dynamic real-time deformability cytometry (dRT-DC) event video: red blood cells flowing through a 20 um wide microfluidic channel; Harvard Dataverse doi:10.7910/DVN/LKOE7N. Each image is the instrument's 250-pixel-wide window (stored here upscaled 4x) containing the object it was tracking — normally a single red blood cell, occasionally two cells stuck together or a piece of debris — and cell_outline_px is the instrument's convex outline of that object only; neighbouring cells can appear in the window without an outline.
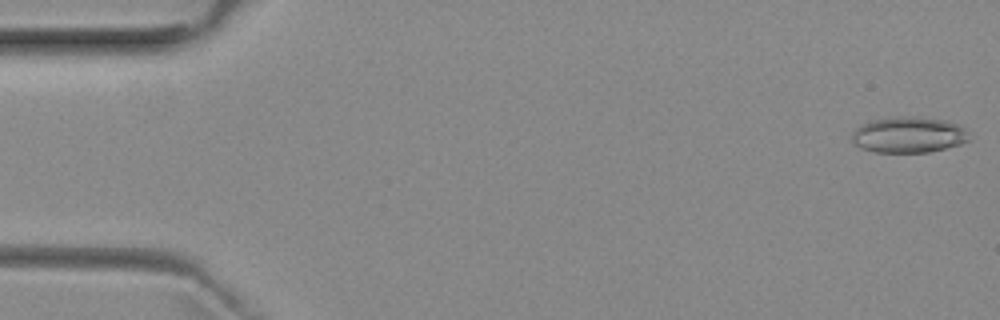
{"species": "common noctule bat (a hibernating species)", "species_latin": "Nyctalus noctula", "temperature_condition": "room temperature", "stored_images_in_passage": 48, "camera_frame_rate_fps": 3000, "um_per_image_px": 0.085, "animal": {"sex": "female", "body_mass_g": 29.2, "forearm_length_mm": 56.3}, "frame": {"image": 1, "passage_image": 1, "time_ms": 0.0, "image_size_px": [1000, 320], "cell_outline_px": [[968, 140], [960, 144], [928, 152], [876, 152], [860, 148], [852, 140], [852, 132], [860, 124], [872, 120], [900, 116], [912, 116], [948, 120], [964, 128], [968, 132]], "centroid_in_image_um": [77.21, 11.45], "position_along_channel_um": 7.8, "area_um2": 24.51}}
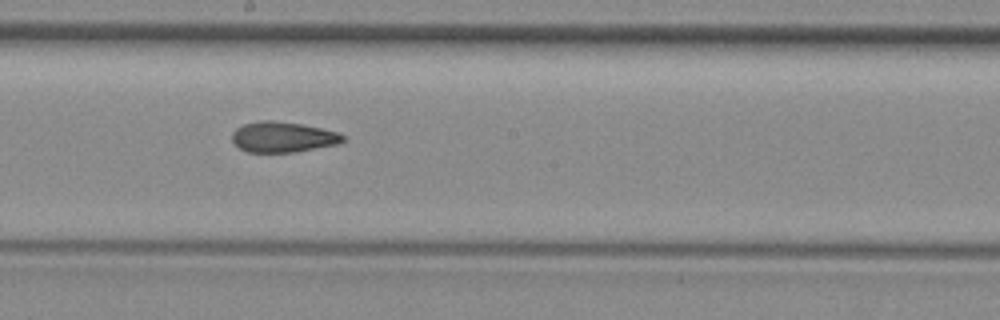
{"frame": {"image": 2, "passage_image": 28, "time_ms": 9.0, "image_size_px": [1000, 320], "cell_outline_px": [[348, 140], [340, 144], [296, 152], [248, 152], [240, 148], [232, 140], [232, 132], [236, 128], [244, 124], [260, 120], [272, 120], [300, 124], [320, 128], [336, 132], [344, 136]], "centroid_in_image_um": [24.07, 11.65], "position_along_channel_um": 224.1, "area_um2": 19.77}}
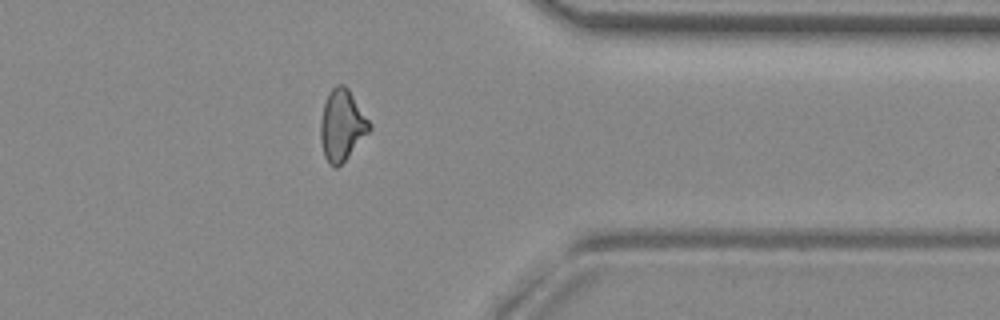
{"frame": {"image": 3, "passage_image": 41, "time_ms": 13.333, "image_size_px": [1000, 320], "cell_outline_px": [[372, 128], [344, 160], [336, 168], [328, 164], [324, 156], [320, 140], [320, 120], [324, 104], [332, 88], [336, 84], [344, 84], [348, 88], [372, 124]], "centroid_in_image_um": [29.05, 10.64], "position_along_channel_um": 382.3, "area_um2": 20.11}, "authors_computed_cell_mechanics": {"area_um2": 20.4612, "velocity_mm_per_s": 3.9702, "shape_relaxation_time_tau1_ms": null, "shape_relaxation_time_tau2_ms": 2.7351, "deformation_change_tau1": null, "deformation_change_tau2": 0.1046}}